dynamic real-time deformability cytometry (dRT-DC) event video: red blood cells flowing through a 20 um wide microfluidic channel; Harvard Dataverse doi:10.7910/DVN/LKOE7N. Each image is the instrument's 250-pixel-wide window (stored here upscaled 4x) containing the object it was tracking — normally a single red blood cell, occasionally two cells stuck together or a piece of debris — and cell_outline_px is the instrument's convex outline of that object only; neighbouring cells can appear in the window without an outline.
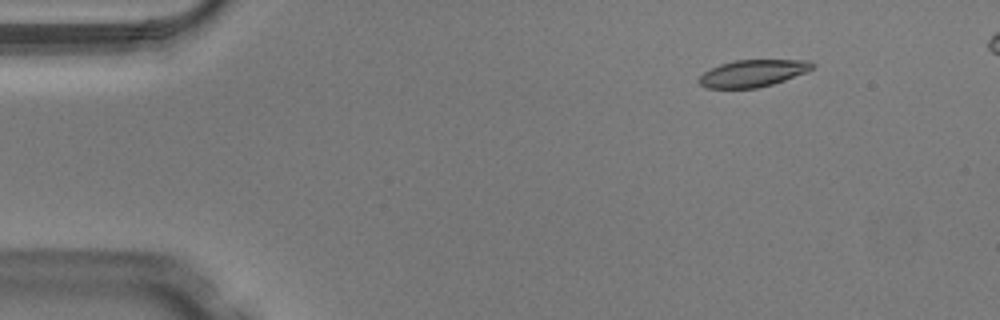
{"species": "Egyptian fruit bat (a non-hibernating species)", "species_latin": "Rousettus aegyptiacus", "temperature_condition": "warm", "stored_images_in_passage": 49, "camera_frame_rate_fps": 3000, "um_per_image_px": 0.085, "animal": {"sex": "male"}, "frame": {"image": 1, "passage_image": 7, "time_ms": 2.0, "image_size_px": [1000, 320], "cell_outline_px": [[816, 64], [812, 68], [804, 72], [784, 80], [772, 84], [756, 88], [704, 88], [696, 80], [704, 72], [720, 64], [736, 60], [812, 60]], "centroid_in_image_um": [63.96, 6.22], "position_along_channel_um": 21.0, "area_um2": 17.74}}
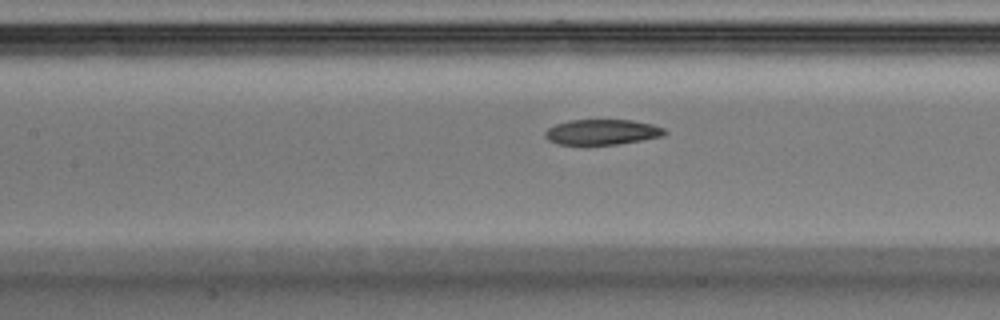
{"frame": {"image": 2, "passage_image": 23, "time_ms": 7.333, "image_size_px": [1000, 320], "cell_outline_px": [[668, 132], [664, 136], [616, 144], [556, 144], [548, 140], [544, 136], [544, 132], [548, 128], [556, 124], [568, 120], [632, 120], [652, 124], [664, 128]], "centroid_in_image_um": [51.17, 11.21], "position_along_channel_um": 156.2, "area_um2": 17.63}}
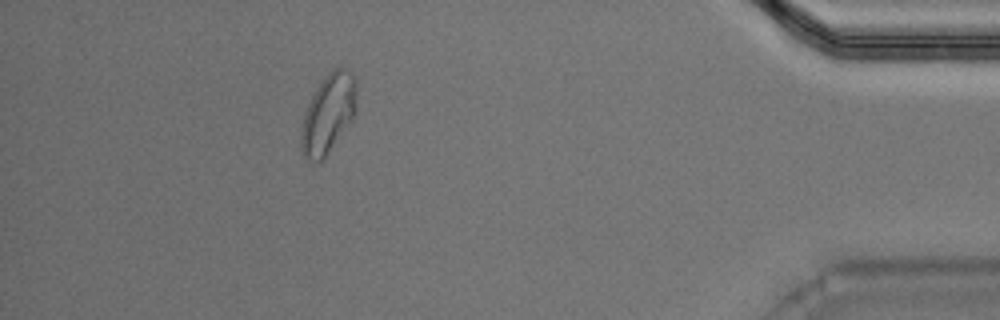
{"frame": {"image": 3, "passage_image": 45, "time_ms": 14.667, "image_size_px": [1000, 320], "cell_outline_px": [[356, 104], [352, 116], [324, 156], [320, 160], [308, 160], [304, 156], [300, 148], [300, 128], [308, 104], [316, 88], [324, 76], [332, 68], [344, 68], [352, 72], [356, 76]], "centroid_in_image_um": [27.87, 9.58], "position_along_channel_um": 407.3, "area_um2": 24.85}}